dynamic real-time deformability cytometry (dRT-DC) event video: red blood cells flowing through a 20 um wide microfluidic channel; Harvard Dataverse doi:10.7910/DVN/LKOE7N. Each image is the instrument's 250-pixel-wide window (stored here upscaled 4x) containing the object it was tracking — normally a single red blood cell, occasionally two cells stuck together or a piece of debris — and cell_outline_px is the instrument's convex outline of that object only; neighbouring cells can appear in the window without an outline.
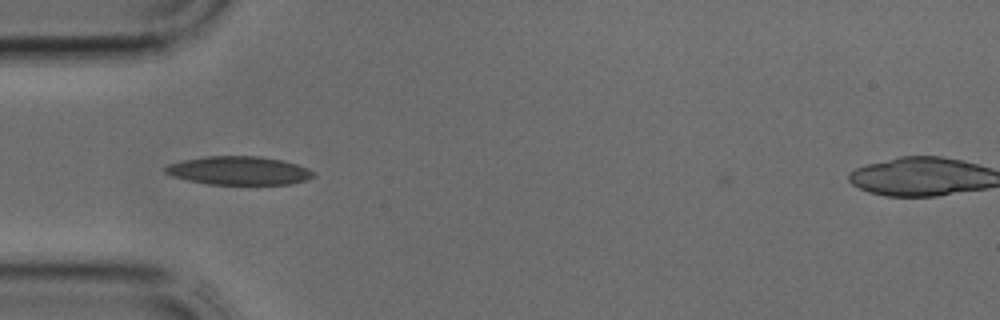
{"species": "common noctule bat (a hibernating species)", "species_latin": "Nyctalus noctula", "temperature_condition": "cold", "stored_images_in_passage": 34, "camera_frame_rate_fps": 3000, "um_per_image_px": 0.085, "animal": {"sex": "male", "body_mass_g": 17.9, "forearm_length_mm": 54.2}, "frame": {"image": 1, "passage_image": 6, "time_ms": 1.667, "image_size_px": [1000, 320], "cell_outline_px": [[316, 176], [292, 184], [208, 184], [188, 180], [172, 176], [164, 172], [164, 168], [168, 164], [184, 160], [208, 156], [260, 156], [284, 160], [308, 168], [316, 172]], "centroid_in_image_um": [20.34, 14.5], "position_along_channel_um": 64.7, "area_um2": 24.62}}
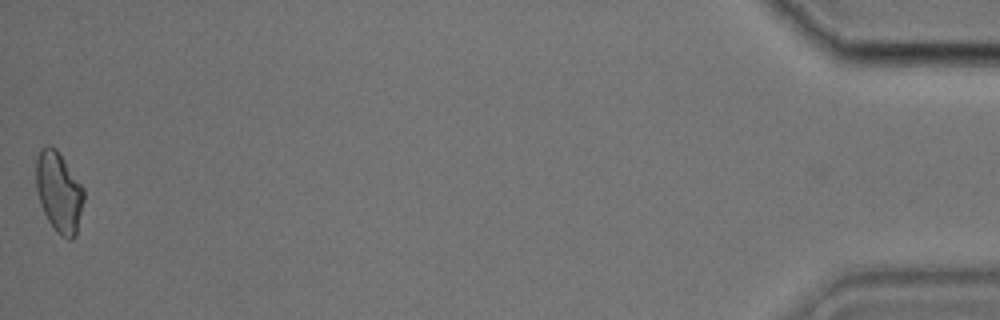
{"frame": {"image": 2, "passage_image": 33, "time_ms": 10.667, "image_size_px": [1000, 320], "cell_outline_px": [[84, 200], [76, 232], [72, 240], [68, 240], [60, 236], [56, 232], [48, 220], [40, 204], [36, 188], [36, 156], [40, 148], [48, 144], [56, 148], [84, 188]], "centroid_in_image_um": [4.99, 16.31], "position_along_channel_um": 430.2, "area_um2": 22.48}}